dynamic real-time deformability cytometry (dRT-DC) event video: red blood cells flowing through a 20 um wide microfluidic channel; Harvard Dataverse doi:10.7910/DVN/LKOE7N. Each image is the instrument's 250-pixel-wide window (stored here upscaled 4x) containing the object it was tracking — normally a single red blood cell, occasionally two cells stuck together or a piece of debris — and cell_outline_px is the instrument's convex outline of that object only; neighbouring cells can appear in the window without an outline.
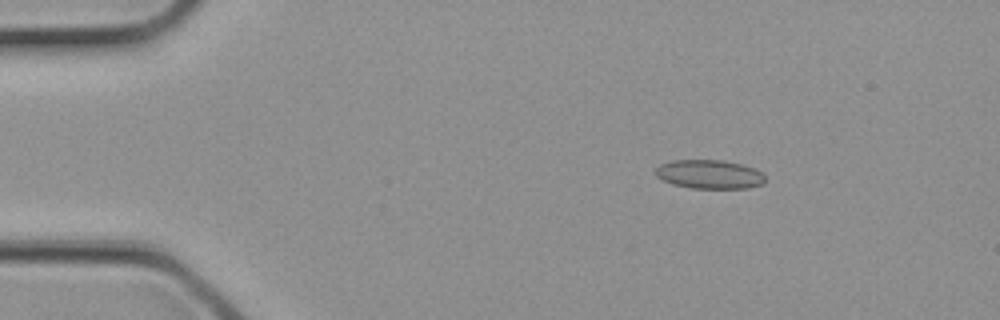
{"species": "common noctule bat (a hibernating species)", "species_latin": "Nyctalus noctula", "temperature_condition": "cold", "stored_images_in_passage": 27, "camera_frame_rate_fps": 3000, "um_per_image_px": 0.085, "animal": {"sex": "female", "body_mass_g": 21.9}, "frame": {"image": 1, "passage_image": 1, "time_ms": 0.0, "image_size_px": [1000, 320], "cell_outline_px": [[764, 184], [748, 188], [692, 188], [672, 184], [656, 176], [656, 168], [660, 164], [672, 160], [724, 160], [744, 164], [756, 168], [764, 176]], "centroid_in_image_um": [60.33, 14.81], "position_along_channel_um": 24.7, "area_um2": 18.55}}
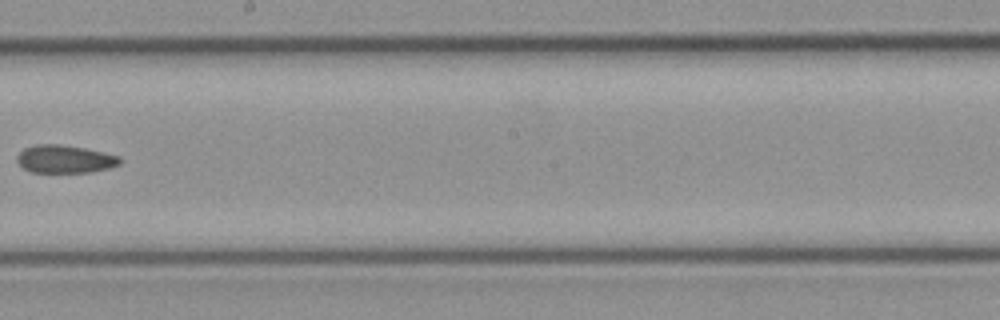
{"frame": {"image": 2, "passage_image": 14, "time_ms": 4.333, "image_size_px": [1000, 320], "cell_outline_px": [[124, 160], [120, 164], [108, 168], [92, 172], [32, 172], [24, 168], [16, 160], [16, 156], [24, 148], [36, 144], [60, 144], [84, 148], [104, 152], [120, 156]], "centroid_in_image_um": [5.54, 13.51], "position_along_channel_um": 242.7, "area_um2": 16.82}}
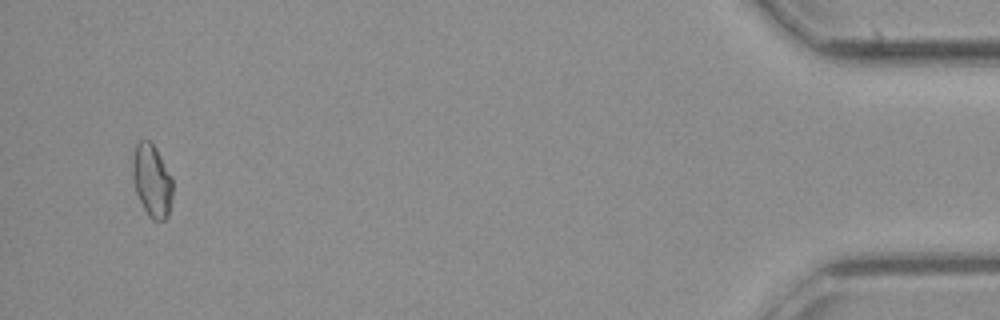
{"frame": {"image": 3, "passage_image": 26, "time_ms": 8.333, "image_size_px": [1000, 320], "cell_outline_px": [[172, 196], [168, 216], [164, 220], [152, 220], [148, 216], [136, 192], [132, 180], [132, 156], [136, 144], [140, 140], [148, 140], [156, 148], [172, 176]], "centroid_in_image_um": [12.9, 15.34], "position_along_channel_um": 422.3, "area_um2": 17.11}}